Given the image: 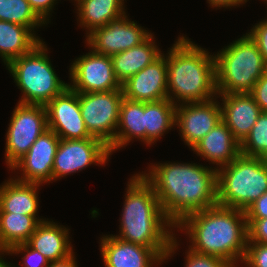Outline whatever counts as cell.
Masks as SVG:
<instances>
[{
	"label": "cell",
	"instance_id": "cell-38",
	"mask_svg": "<svg viewBox=\"0 0 267 267\" xmlns=\"http://www.w3.org/2000/svg\"><path fill=\"white\" fill-rule=\"evenodd\" d=\"M72 253L67 258L50 262L48 267H78L75 261V256Z\"/></svg>",
	"mask_w": 267,
	"mask_h": 267
},
{
	"label": "cell",
	"instance_id": "cell-16",
	"mask_svg": "<svg viewBox=\"0 0 267 267\" xmlns=\"http://www.w3.org/2000/svg\"><path fill=\"white\" fill-rule=\"evenodd\" d=\"M124 98L137 102L167 99V62L160 55L122 84Z\"/></svg>",
	"mask_w": 267,
	"mask_h": 267
},
{
	"label": "cell",
	"instance_id": "cell-30",
	"mask_svg": "<svg viewBox=\"0 0 267 267\" xmlns=\"http://www.w3.org/2000/svg\"><path fill=\"white\" fill-rule=\"evenodd\" d=\"M2 252L8 253V255L26 252L25 256L22 257L24 260L23 267H48L50 264L46 257L39 253L38 250L33 249L27 242L16 244L9 250H0V254H3Z\"/></svg>",
	"mask_w": 267,
	"mask_h": 267
},
{
	"label": "cell",
	"instance_id": "cell-33",
	"mask_svg": "<svg viewBox=\"0 0 267 267\" xmlns=\"http://www.w3.org/2000/svg\"><path fill=\"white\" fill-rule=\"evenodd\" d=\"M246 220L248 224V242L267 244V218Z\"/></svg>",
	"mask_w": 267,
	"mask_h": 267
},
{
	"label": "cell",
	"instance_id": "cell-15",
	"mask_svg": "<svg viewBox=\"0 0 267 267\" xmlns=\"http://www.w3.org/2000/svg\"><path fill=\"white\" fill-rule=\"evenodd\" d=\"M220 121L221 107L217 100L176 105L175 125L180 128L183 141L191 149Z\"/></svg>",
	"mask_w": 267,
	"mask_h": 267
},
{
	"label": "cell",
	"instance_id": "cell-12",
	"mask_svg": "<svg viewBox=\"0 0 267 267\" xmlns=\"http://www.w3.org/2000/svg\"><path fill=\"white\" fill-rule=\"evenodd\" d=\"M87 34L92 51L110 57L140 45L151 35L126 15Z\"/></svg>",
	"mask_w": 267,
	"mask_h": 267
},
{
	"label": "cell",
	"instance_id": "cell-23",
	"mask_svg": "<svg viewBox=\"0 0 267 267\" xmlns=\"http://www.w3.org/2000/svg\"><path fill=\"white\" fill-rule=\"evenodd\" d=\"M117 130L115 140L109 146L111 153L127 145L134 137L146 143L145 103L123 98Z\"/></svg>",
	"mask_w": 267,
	"mask_h": 267
},
{
	"label": "cell",
	"instance_id": "cell-1",
	"mask_svg": "<svg viewBox=\"0 0 267 267\" xmlns=\"http://www.w3.org/2000/svg\"><path fill=\"white\" fill-rule=\"evenodd\" d=\"M141 174L165 216L177 225L186 215L217 205V169L195 163H161Z\"/></svg>",
	"mask_w": 267,
	"mask_h": 267
},
{
	"label": "cell",
	"instance_id": "cell-5",
	"mask_svg": "<svg viewBox=\"0 0 267 267\" xmlns=\"http://www.w3.org/2000/svg\"><path fill=\"white\" fill-rule=\"evenodd\" d=\"M219 52L214 54L218 94H250L267 71L257 43L246 33Z\"/></svg>",
	"mask_w": 267,
	"mask_h": 267
},
{
	"label": "cell",
	"instance_id": "cell-20",
	"mask_svg": "<svg viewBox=\"0 0 267 267\" xmlns=\"http://www.w3.org/2000/svg\"><path fill=\"white\" fill-rule=\"evenodd\" d=\"M68 236L69 231L64 226L45 220L37 225L27 243L53 262L65 259L73 253Z\"/></svg>",
	"mask_w": 267,
	"mask_h": 267
},
{
	"label": "cell",
	"instance_id": "cell-14",
	"mask_svg": "<svg viewBox=\"0 0 267 267\" xmlns=\"http://www.w3.org/2000/svg\"><path fill=\"white\" fill-rule=\"evenodd\" d=\"M60 142L58 135L48 129L32 144L28 152L18 160L11 170L21 169L25 183L42 184L53 180V161Z\"/></svg>",
	"mask_w": 267,
	"mask_h": 267
},
{
	"label": "cell",
	"instance_id": "cell-9",
	"mask_svg": "<svg viewBox=\"0 0 267 267\" xmlns=\"http://www.w3.org/2000/svg\"><path fill=\"white\" fill-rule=\"evenodd\" d=\"M46 130L48 120L44 105L17 104L6 134L5 161L9 168L28 152Z\"/></svg>",
	"mask_w": 267,
	"mask_h": 267
},
{
	"label": "cell",
	"instance_id": "cell-3",
	"mask_svg": "<svg viewBox=\"0 0 267 267\" xmlns=\"http://www.w3.org/2000/svg\"><path fill=\"white\" fill-rule=\"evenodd\" d=\"M131 178L125 194L120 235L116 237L150 247L164 260L168 259L178 247L169 230L175 225L165 216L152 185L141 174Z\"/></svg>",
	"mask_w": 267,
	"mask_h": 267
},
{
	"label": "cell",
	"instance_id": "cell-29",
	"mask_svg": "<svg viewBox=\"0 0 267 267\" xmlns=\"http://www.w3.org/2000/svg\"><path fill=\"white\" fill-rule=\"evenodd\" d=\"M240 153L267 159V112H262L249 135L240 144Z\"/></svg>",
	"mask_w": 267,
	"mask_h": 267
},
{
	"label": "cell",
	"instance_id": "cell-17",
	"mask_svg": "<svg viewBox=\"0 0 267 267\" xmlns=\"http://www.w3.org/2000/svg\"><path fill=\"white\" fill-rule=\"evenodd\" d=\"M101 254L106 267H153L164 259L152 248L124 241L115 235L101 238Z\"/></svg>",
	"mask_w": 267,
	"mask_h": 267
},
{
	"label": "cell",
	"instance_id": "cell-7",
	"mask_svg": "<svg viewBox=\"0 0 267 267\" xmlns=\"http://www.w3.org/2000/svg\"><path fill=\"white\" fill-rule=\"evenodd\" d=\"M46 51L42 41L31 52L6 65L14 82L22 90L19 103L46 106L68 87L55 73Z\"/></svg>",
	"mask_w": 267,
	"mask_h": 267
},
{
	"label": "cell",
	"instance_id": "cell-35",
	"mask_svg": "<svg viewBox=\"0 0 267 267\" xmlns=\"http://www.w3.org/2000/svg\"><path fill=\"white\" fill-rule=\"evenodd\" d=\"M250 95L262 112H267V71L257 80Z\"/></svg>",
	"mask_w": 267,
	"mask_h": 267
},
{
	"label": "cell",
	"instance_id": "cell-8",
	"mask_svg": "<svg viewBox=\"0 0 267 267\" xmlns=\"http://www.w3.org/2000/svg\"><path fill=\"white\" fill-rule=\"evenodd\" d=\"M123 90L79 93L81 116L89 134L110 146L115 140Z\"/></svg>",
	"mask_w": 267,
	"mask_h": 267
},
{
	"label": "cell",
	"instance_id": "cell-31",
	"mask_svg": "<svg viewBox=\"0 0 267 267\" xmlns=\"http://www.w3.org/2000/svg\"><path fill=\"white\" fill-rule=\"evenodd\" d=\"M242 262L248 267H267V244L248 242Z\"/></svg>",
	"mask_w": 267,
	"mask_h": 267
},
{
	"label": "cell",
	"instance_id": "cell-36",
	"mask_svg": "<svg viewBox=\"0 0 267 267\" xmlns=\"http://www.w3.org/2000/svg\"><path fill=\"white\" fill-rule=\"evenodd\" d=\"M246 219L267 218V192L262 194L245 210Z\"/></svg>",
	"mask_w": 267,
	"mask_h": 267
},
{
	"label": "cell",
	"instance_id": "cell-39",
	"mask_svg": "<svg viewBox=\"0 0 267 267\" xmlns=\"http://www.w3.org/2000/svg\"><path fill=\"white\" fill-rule=\"evenodd\" d=\"M208 3L213 7H232L239 4H243V0H207Z\"/></svg>",
	"mask_w": 267,
	"mask_h": 267
},
{
	"label": "cell",
	"instance_id": "cell-27",
	"mask_svg": "<svg viewBox=\"0 0 267 267\" xmlns=\"http://www.w3.org/2000/svg\"><path fill=\"white\" fill-rule=\"evenodd\" d=\"M176 105L168 98L145 102L146 144L156 142L165 131L175 126Z\"/></svg>",
	"mask_w": 267,
	"mask_h": 267
},
{
	"label": "cell",
	"instance_id": "cell-4",
	"mask_svg": "<svg viewBox=\"0 0 267 267\" xmlns=\"http://www.w3.org/2000/svg\"><path fill=\"white\" fill-rule=\"evenodd\" d=\"M168 54L165 56L167 96L173 104L177 105L180 100L183 104L214 99L218 91L213 55L184 36L178 38Z\"/></svg>",
	"mask_w": 267,
	"mask_h": 267
},
{
	"label": "cell",
	"instance_id": "cell-34",
	"mask_svg": "<svg viewBox=\"0 0 267 267\" xmlns=\"http://www.w3.org/2000/svg\"><path fill=\"white\" fill-rule=\"evenodd\" d=\"M248 34L257 43L258 49L267 63V19L255 25Z\"/></svg>",
	"mask_w": 267,
	"mask_h": 267
},
{
	"label": "cell",
	"instance_id": "cell-11",
	"mask_svg": "<svg viewBox=\"0 0 267 267\" xmlns=\"http://www.w3.org/2000/svg\"><path fill=\"white\" fill-rule=\"evenodd\" d=\"M109 146L97 138L60 139L53 161V180L95 164H105Z\"/></svg>",
	"mask_w": 267,
	"mask_h": 267
},
{
	"label": "cell",
	"instance_id": "cell-40",
	"mask_svg": "<svg viewBox=\"0 0 267 267\" xmlns=\"http://www.w3.org/2000/svg\"><path fill=\"white\" fill-rule=\"evenodd\" d=\"M0 267H12L11 265H9L8 263H6L2 257L0 256Z\"/></svg>",
	"mask_w": 267,
	"mask_h": 267
},
{
	"label": "cell",
	"instance_id": "cell-28",
	"mask_svg": "<svg viewBox=\"0 0 267 267\" xmlns=\"http://www.w3.org/2000/svg\"><path fill=\"white\" fill-rule=\"evenodd\" d=\"M0 20L26 26L33 31L45 24L27 0H0Z\"/></svg>",
	"mask_w": 267,
	"mask_h": 267
},
{
	"label": "cell",
	"instance_id": "cell-13",
	"mask_svg": "<svg viewBox=\"0 0 267 267\" xmlns=\"http://www.w3.org/2000/svg\"><path fill=\"white\" fill-rule=\"evenodd\" d=\"M48 129L60 139H86L92 137L81 116L79 93L67 87L46 106Z\"/></svg>",
	"mask_w": 267,
	"mask_h": 267
},
{
	"label": "cell",
	"instance_id": "cell-22",
	"mask_svg": "<svg viewBox=\"0 0 267 267\" xmlns=\"http://www.w3.org/2000/svg\"><path fill=\"white\" fill-rule=\"evenodd\" d=\"M40 184L10 179L0 186V213L36 216Z\"/></svg>",
	"mask_w": 267,
	"mask_h": 267
},
{
	"label": "cell",
	"instance_id": "cell-32",
	"mask_svg": "<svg viewBox=\"0 0 267 267\" xmlns=\"http://www.w3.org/2000/svg\"><path fill=\"white\" fill-rule=\"evenodd\" d=\"M185 262L186 267H233L229 262L220 257L199 254L191 249L187 251Z\"/></svg>",
	"mask_w": 267,
	"mask_h": 267
},
{
	"label": "cell",
	"instance_id": "cell-19",
	"mask_svg": "<svg viewBox=\"0 0 267 267\" xmlns=\"http://www.w3.org/2000/svg\"><path fill=\"white\" fill-rule=\"evenodd\" d=\"M194 152L220 168L231 163L240 154V143L227 125L220 121L192 148Z\"/></svg>",
	"mask_w": 267,
	"mask_h": 267
},
{
	"label": "cell",
	"instance_id": "cell-37",
	"mask_svg": "<svg viewBox=\"0 0 267 267\" xmlns=\"http://www.w3.org/2000/svg\"><path fill=\"white\" fill-rule=\"evenodd\" d=\"M36 14L47 24V17L57 0H27Z\"/></svg>",
	"mask_w": 267,
	"mask_h": 267
},
{
	"label": "cell",
	"instance_id": "cell-24",
	"mask_svg": "<svg viewBox=\"0 0 267 267\" xmlns=\"http://www.w3.org/2000/svg\"><path fill=\"white\" fill-rule=\"evenodd\" d=\"M42 41L30 28L0 20V57L5 65L31 52Z\"/></svg>",
	"mask_w": 267,
	"mask_h": 267
},
{
	"label": "cell",
	"instance_id": "cell-2",
	"mask_svg": "<svg viewBox=\"0 0 267 267\" xmlns=\"http://www.w3.org/2000/svg\"><path fill=\"white\" fill-rule=\"evenodd\" d=\"M175 227L189 234L192 251L220 257L233 267L238 259L242 263L248 243L245 211L217 204L186 215Z\"/></svg>",
	"mask_w": 267,
	"mask_h": 267
},
{
	"label": "cell",
	"instance_id": "cell-25",
	"mask_svg": "<svg viewBox=\"0 0 267 267\" xmlns=\"http://www.w3.org/2000/svg\"><path fill=\"white\" fill-rule=\"evenodd\" d=\"M80 25L88 32L125 16L124 0H78ZM90 30V31H89Z\"/></svg>",
	"mask_w": 267,
	"mask_h": 267
},
{
	"label": "cell",
	"instance_id": "cell-21",
	"mask_svg": "<svg viewBox=\"0 0 267 267\" xmlns=\"http://www.w3.org/2000/svg\"><path fill=\"white\" fill-rule=\"evenodd\" d=\"M153 40L151 34L140 45L111 56L113 70L121 85L163 54Z\"/></svg>",
	"mask_w": 267,
	"mask_h": 267
},
{
	"label": "cell",
	"instance_id": "cell-6",
	"mask_svg": "<svg viewBox=\"0 0 267 267\" xmlns=\"http://www.w3.org/2000/svg\"><path fill=\"white\" fill-rule=\"evenodd\" d=\"M267 192V159L239 154L217 168L218 205L245 211Z\"/></svg>",
	"mask_w": 267,
	"mask_h": 267
},
{
	"label": "cell",
	"instance_id": "cell-18",
	"mask_svg": "<svg viewBox=\"0 0 267 267\" xmlns=\"http://www.w3.org/2000/svg\"><path fill=\"white\" fill-rule=\"evenodd\" d=\"M222 98L221 119L241 144L262 113L250 94H219Z\"/></svg>",
	"mask_w": 267,
	"mask_h": 267
},
{
	"label": "cell",
	"instance_id": "cell-26",
	"mask_svg": "<svg viewBox=\"0 0 267 267\" xmlns=\"http://www.w3.org/2000/svg\"><path fill=\"white\" fill-rule=\"evenodd\" d=\"M46 219L15 213H0V250L26 243L35 232L37 225Z\"/></svg>",
	"mask_w": 267,
	"mask_h": 267
},
{
	"label": "cell",
	"instance_id": "cell-10",
	"mask_svg": "<svg viewBox=\"0 0 267 267\" xmlns=\"http://www.w3.org/2000/svg\"><path fill=\"white\" fill-rule=\"evenodd\" d=\"M68 87L77 93L105 92L122 89L110 56L93 51L77 58L70 67Z\"/></svg>",
	"mask_w": 267,
	"mask_h": 267
}]
</instances>
